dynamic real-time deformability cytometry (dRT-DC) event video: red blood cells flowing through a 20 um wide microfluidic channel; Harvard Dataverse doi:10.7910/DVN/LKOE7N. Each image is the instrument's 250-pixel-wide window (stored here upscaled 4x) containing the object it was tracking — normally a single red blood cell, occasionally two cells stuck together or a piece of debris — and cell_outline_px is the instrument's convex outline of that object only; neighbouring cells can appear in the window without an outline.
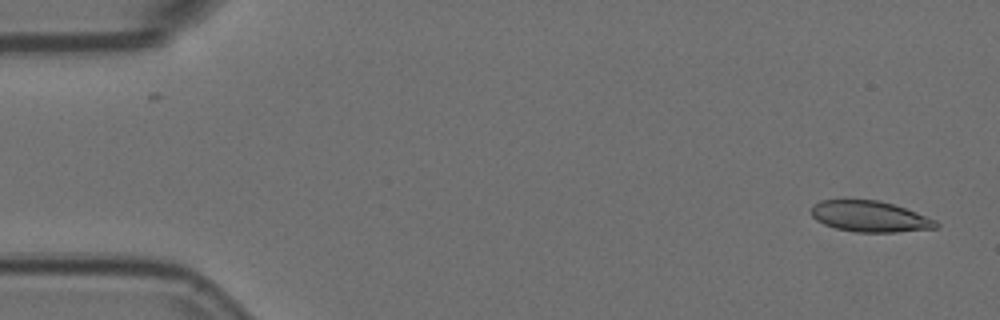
{"species": "Egyptian fruit bat (a non-hibernating species)", "species_latin": "Rousettus aegyptiacus", "temperature_condition": "room temperature", "stored_images_in_passage": 10, "camera_frame_rate_fps": 3000, "um_per_image_px": 0.085, "animal": {"sex": "female"}, "frame": {"image": 1, "passage_image": 1, "time_ms": 0.0, "image_size_px": [1000, 320], "cell_outline_px": [[940, 224], [936, 228], [896, 232], [856, 232], [836, 228], [824, 224], [816, 220], [812, 216], [812, 204], [820, 200], [844, 196], [880, 200], [916, 212], [936, 220]], "centroid_in_image_um": [73.86, 18.34], "position_along_channel_um": 11.1, "area_um2": 23.29}}
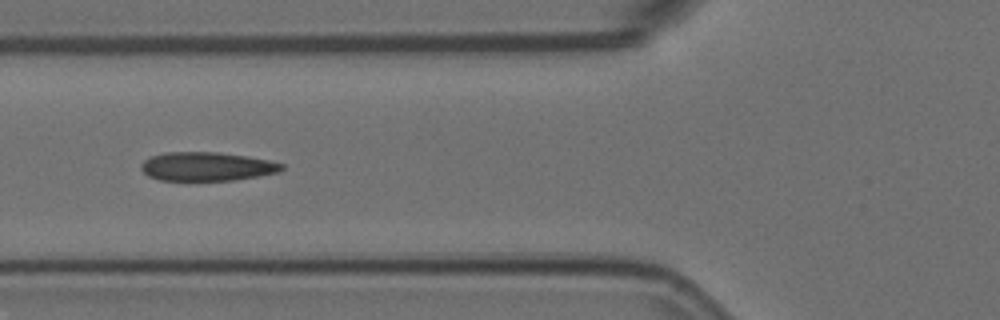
{"frame": {"image": 2, "passage_image": 6, "time_ms": 1.667, "image_size_px": [1000, 320], "cell_outline_px": [[284, 168], [280, 172], [232, 180], [160, 180], [148, 176], [140, 168], [140, 164], [144, 160], [152, 156], [164, 152], [216, 152], [248, 156], [268, 160], [284, 164]], "centroid_in_image_um": [17.57, 14.14], "position_along_channel_um": 108.2, "area_um2": 23.52}}
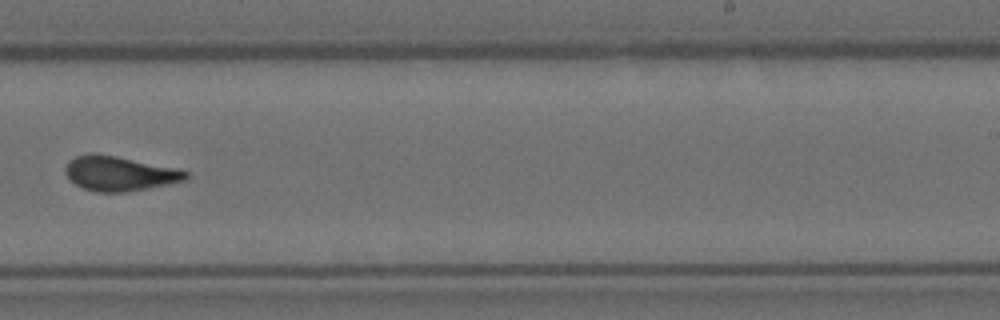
{"frame": {"image": 3, "passage_image": 10, "time_ms": 3.0, "image_size_px": [1000, 320], "cell_outline_px": [[188, 176], [184, 180], [168, 184], [124, 192], [96, 192], [84, 188], [76, 184], [64, 172], [64, 168], [68, 160], [76, 156], [116, 156], [180, 168], [188, 172]], "centroid_in_image_um": [10.2, 14.77], "position_along_channel_um": 278.8, "area_um2": 23.76}}